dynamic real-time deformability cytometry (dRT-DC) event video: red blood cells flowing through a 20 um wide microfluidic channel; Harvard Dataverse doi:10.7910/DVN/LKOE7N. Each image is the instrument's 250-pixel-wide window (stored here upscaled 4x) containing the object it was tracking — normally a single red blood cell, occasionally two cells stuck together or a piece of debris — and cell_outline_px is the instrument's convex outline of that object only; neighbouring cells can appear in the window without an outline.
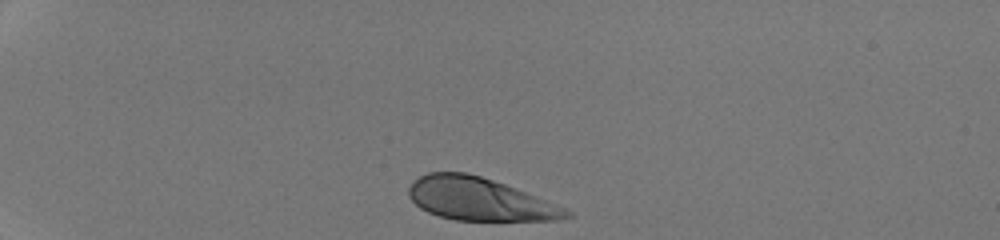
{"species": "human", "species_latin": "Homo sapiens", "temperature_condition": "room temperature", "stored_images_in_passage": 32, "camera_frame_rate_fps": 3000, "um_per_image_px": 0.085, "donor": {"sex": "male"}, "frame": {"image": 1, "passage_image": 1, "time_ms": 0.0, "image_size_px": [1000, 240], "cell_outline_px": [[572, 216], [560, 220], [456, 220], [440, 216], [428, 212], [420, 208], [408, 196], [408, 188], [412, 180], [428, 172], [464, 172], [480, 176], [504, 184], [564, 208], [572, 212]], "centroid_in_image_um": [40.69, 16.92], "position_along_channel_um": 44.3, "area_um2": 38.78}}
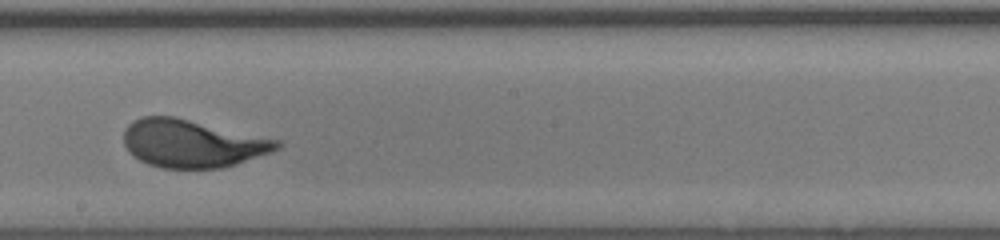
{"frame": {"image": 2, "passage_image": 19, "time_ms": 6.0, "image_size_px": [1000, 240], "cell_outline_px": [[284, 144], [280, 148], [272, 152], [236, 164], [220, 168], [160, 168], [148, 164], [140, 160], [128, 152], [124, 144], [124, 128], [132, 120], [140, 116], [176, 116], [280, 140]], "centroid_in_image_um": [16.34, 12.18], "position_along_channel_um": 231.9, "area_um2": 43.12}}
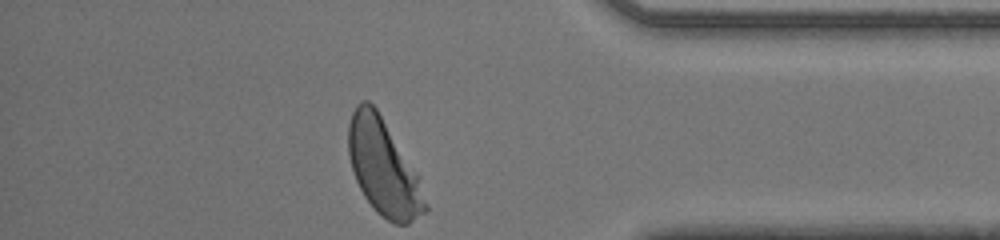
{"frame": {"image": 3, "passage_image": 32, "time_ms": 10.333, "image_size_px": [1000, 240], "cell_outline_px": [[428, 208], [424, 212], [408, 224], [396, 224], [380, 216], [376, 212], [364, 196], [356, 180], [352, 168], [348, 152], [348, 124], [352, 112], [356, 104], [360, 100], [368, 100], [376, 108], [416, 176]], "centroid_in_image_um": [32.52, 14.24], "position_along_channel_um": 402.7, "area_um2": 41.56}, "authors_computed_cell_mechanics": {"area_um2": 42.2229, "velocity_mm_per_s": 4.2684, "shape_relaxation_time_tau1_ms": 2.5374, "shape_relaxation_time_tau2_ms": null, "deformation_change_tau1": 0.1715, "deformation_change_tau2": null}}